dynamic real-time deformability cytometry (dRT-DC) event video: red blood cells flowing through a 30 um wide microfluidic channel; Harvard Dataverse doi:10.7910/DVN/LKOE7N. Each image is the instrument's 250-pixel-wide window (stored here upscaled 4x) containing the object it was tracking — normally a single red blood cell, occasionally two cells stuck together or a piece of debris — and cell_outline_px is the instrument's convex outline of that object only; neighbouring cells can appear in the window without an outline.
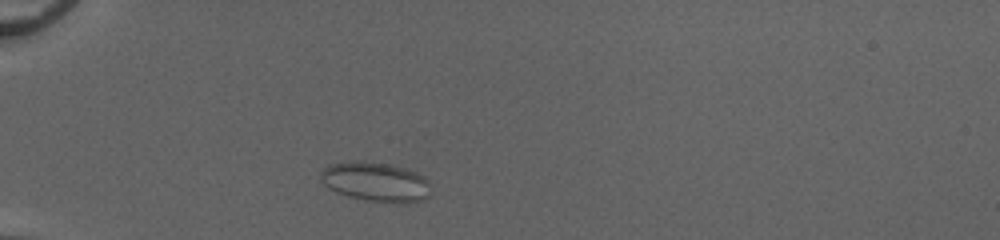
{"species": "common noctule bat (a hibernating species)", "species_latin": "Nyctalus noctula", "temperature_condition": "cold", "stored_images_in_passage": 38, "camera_frame_rate_fps": 3000, "um_per_image_px": 0.085, "animal": {"sex": "female", "body_mass_g": 20.0, "forearm_length_mm": 54.0}, "frame": {"image": 1, "passage_image": 2, "time_ms": 0.333, "image_size_px": [1000, 240], "cell_outline_px": [[432, 184], [428, 196], [420, 200], [404, 204], [364, 200], [348, 196], [336, 192], [328, 188], [320, 180], [320, 172], [328, 164], [352, 160], [360, 160], [388, 164], [408, 168], [424, 176]], "centroid_in_image_um": [31.93, 15.45], "position_along_channel_um": 53.1, "area_um2": 25.89}}
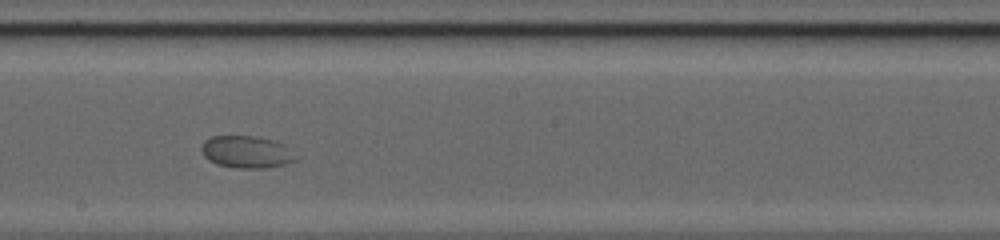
{"frame": {"image": 2, "passage_image": 17, "time_ms": 5.333, "image_size_px": [1000, 240], "cell_outline_px": [[300, 156], [296, 160], [288, 164], [268, 168], [236, 168], [216, 164], [208, 160], [204, 156], [200, 148], [204, 140], [212, 136], [256, 136], [276, 140], [284, 144]], "centroid_in_image_um": [21.01, 12.92], "position_along_channel_um": 227.2, "area_um2": 18.21}}
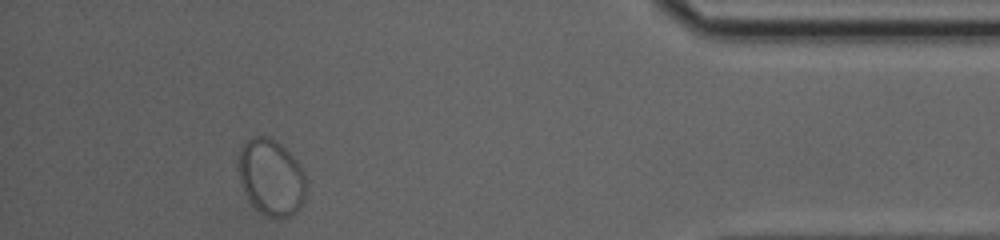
{"frame": {"image": 3, "passage_image": 34, "time_ms": 11.0, "image_size_px": [1000, 240], "cell_outline_px": [[308, 184], [304, 204], [292, 216], [280, 220], [264, 216], [248, 200], [240, 184], [240, 148], [252, 136], [268, 136], [276, 140], [300, 164], [308, 180]], "centroid_in_image_um": [23.11, 15.13], "position_along_channel_um": 412.1, "area_um2": 30.75}}